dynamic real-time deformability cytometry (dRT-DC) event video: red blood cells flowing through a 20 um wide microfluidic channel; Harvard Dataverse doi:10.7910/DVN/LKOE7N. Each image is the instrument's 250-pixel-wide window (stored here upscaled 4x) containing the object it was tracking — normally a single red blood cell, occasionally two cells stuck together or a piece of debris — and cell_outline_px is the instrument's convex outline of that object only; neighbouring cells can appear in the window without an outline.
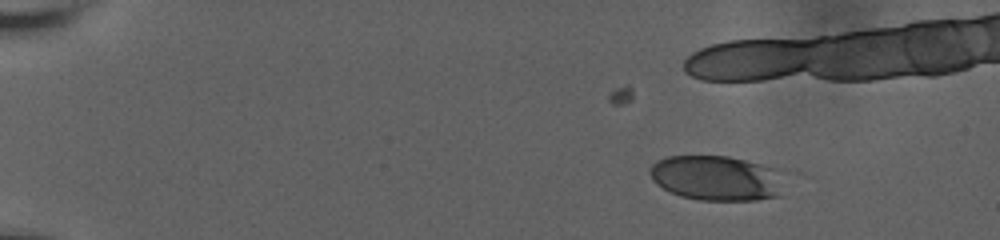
{"species": "human", "species_latin": "Homo sapiens", "temperature_condition": "room temperature", "stored_images_in_passage": 53, "camera_frame_rate_fps": 3000, "um_per_image_px": 0.085, "donor": {"sex": "male"}, "frame": {"image": 1, "passage_image": 10, "time_ms": 2.333, "image_size_px": [1000, 240], "cell_outline_px": [[780, 196], [756, 200], [700, 200], [680, 196], [656, 184], [652, 180], [648, 172], [652, 164], [656, 160], [668, 156], [728, 156], [776, 168]], "centroid_in_image_um": [60.8, 15.13], "position_along_channel_um": 24.2, "area_um2": 34.85}}